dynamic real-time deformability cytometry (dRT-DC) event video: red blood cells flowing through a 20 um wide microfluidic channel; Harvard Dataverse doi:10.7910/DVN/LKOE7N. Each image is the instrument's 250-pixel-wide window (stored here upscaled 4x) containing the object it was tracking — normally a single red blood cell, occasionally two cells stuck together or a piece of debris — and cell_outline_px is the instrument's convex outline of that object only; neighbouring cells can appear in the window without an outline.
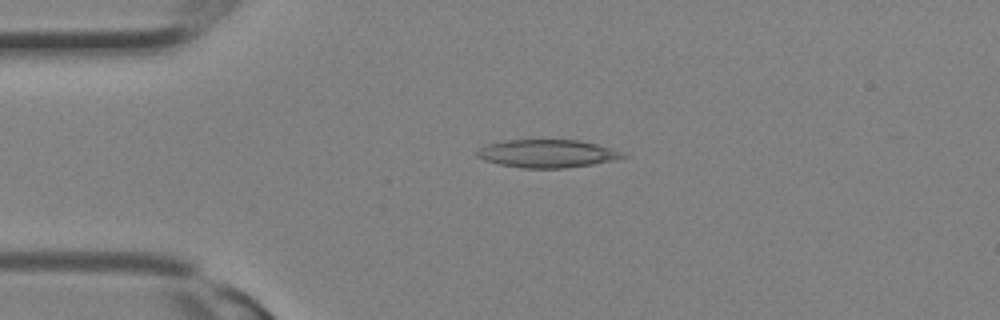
{"species": "Egyptian fruit bat (a non-hibernating species)", "species_latin": "Rousettus aegyptiacus", "temperature_condition": "room temperature", "stored_images_in_passage": 2, "camera_frame_rate_fps": 3000, "um_per_image_px": 0.085, "animal": {"sex": "female"}, "frame": {"image": 1, "passage_image": 2, "time_ms": 0.333, "image_size_px": [1000, 320], "cell_outline_px": [[628, 156], [616, 160], [592, 164], [564, 168], [520, 168], [500, 164], [484, 160], [476, 156], [476, 148], [484, 144], [504, 140], [580, 140], [612, 148], [624, 152]], "centroid_in_image_um": [46.49, 13.05], "position_along_channel_um": 38.5, "area_um2": 24.04}}